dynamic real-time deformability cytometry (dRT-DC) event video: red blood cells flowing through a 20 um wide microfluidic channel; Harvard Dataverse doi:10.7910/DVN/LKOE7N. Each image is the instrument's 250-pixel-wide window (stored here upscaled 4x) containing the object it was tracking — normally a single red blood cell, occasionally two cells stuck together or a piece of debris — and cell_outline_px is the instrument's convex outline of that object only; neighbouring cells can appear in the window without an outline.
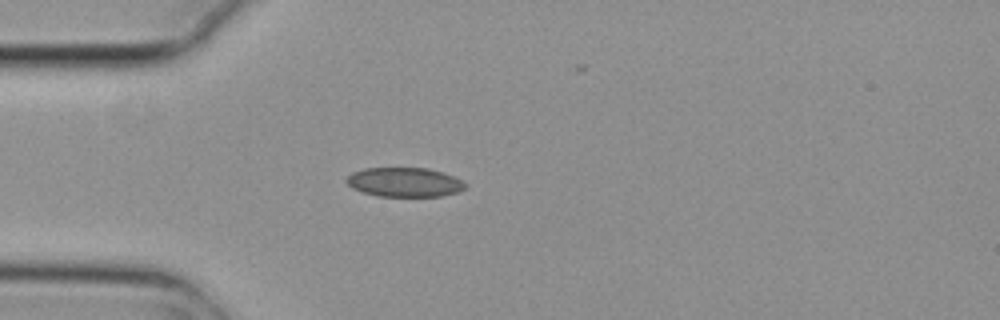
{"species": "common noctule bat (a hibernating species)", "species_latin": "Nyctalus noctula", "temperature_condition": "cold", "stored_images_in_passage": 5, "camera_frame_rate_fps": 3000, "um_per_image_px": 0.085, "animal": {"sex": "female", "body_mass_g": 29.2, "forearm_length_mm": 56.3}, "frame": {"image": 1, "passage_image": 3, "time_ms": 0.667, "image_size_px": [1000, 320], "cell_outline_px": [[468, 184], [460, 192], [440, 196], [376, 196], [352, 188], [344, 180], [352, 172], [364, 168], [428, 168], [452, 176]], "centroid_in_image_um": [34.36, 15.49], "position_along_channel_um": 50.6, "area_um2": 20.23}}